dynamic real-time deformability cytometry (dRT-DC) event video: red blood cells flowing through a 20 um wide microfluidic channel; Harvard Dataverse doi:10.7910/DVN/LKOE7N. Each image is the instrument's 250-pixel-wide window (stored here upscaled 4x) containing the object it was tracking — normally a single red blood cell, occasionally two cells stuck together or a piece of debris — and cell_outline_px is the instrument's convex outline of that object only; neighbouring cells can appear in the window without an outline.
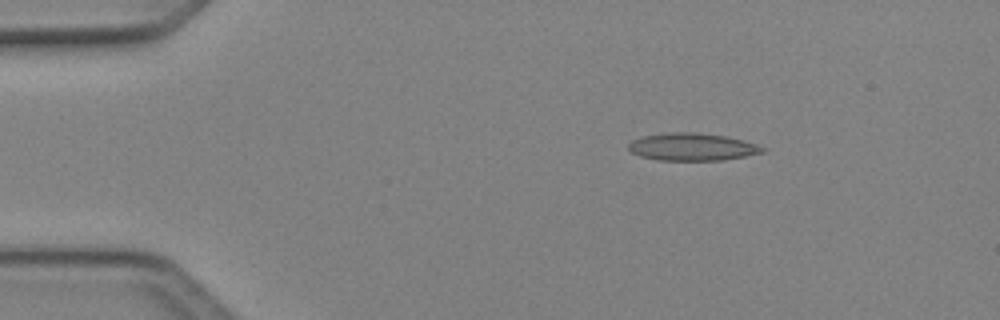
{"species": "Egyptian fruit bat (a non-hibernating species)", "species_latin": "Rousettus aegyptiacus", "temperature_condition": "cold", "stored_images_in_passage": 2, "camera_frame_rate_fps": 3000, "um_per_image_px": 0.085, "animal": {"sex": "female"}, "frame": {"image": 1, "passage_image": 1, "time_ms": 0.0, "image_size_px": [1000, 320], "cell_outline_px": [[768, 148], [764, 152], [744, 156], [720, 160], [656, 160], [640, 156], [632, 152], [628, 148], [628, 144], [632, 140], [644, 136], [668, 132], [696, 132], [724, 136], [744, 140]], "centroid_in_image_um": [58.84, 12.48], "position_along_channel_um": 26.2, "area_um2": 21.44}}